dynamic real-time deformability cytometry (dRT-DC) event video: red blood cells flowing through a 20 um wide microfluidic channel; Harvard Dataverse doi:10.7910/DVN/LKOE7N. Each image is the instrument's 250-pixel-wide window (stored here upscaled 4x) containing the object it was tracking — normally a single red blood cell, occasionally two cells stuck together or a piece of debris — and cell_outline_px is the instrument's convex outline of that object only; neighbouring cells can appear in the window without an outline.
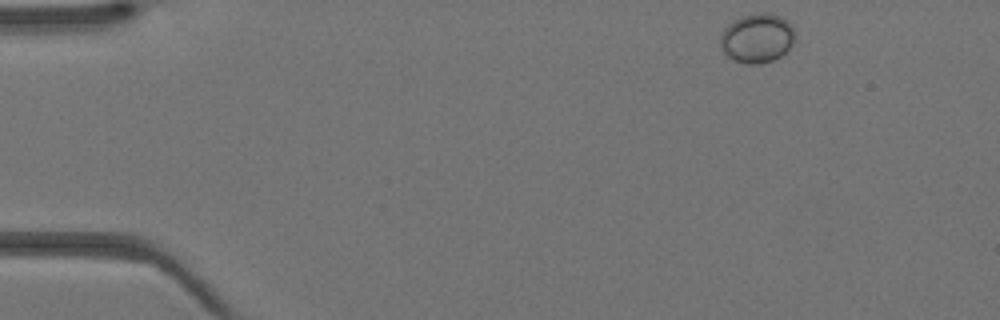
{"species": "Egyptian fruit bat (a non-hibernating species)", "species_latin": "Rousettus aegyptiacus", "temperature_condition": "warm", "stored_images_in_passage": 38, "camera_frame_rate_fps": 3000, "um_per_image_px": 0.085, "animal": {"sex": "female"}, "frame": {"image": 1, "passage_image": 1, "time_ms": 0.0, "image_size_px": [1000, 320], "cell_outline_px": [[796, 40], [780, 56], [772, 60], [760, 64], [748, 64], [736, 60], [728, 56], [720, 48], [720, 36], [724, 28], [728, 24], [744, 16], [760, 12], [764, 12], [780, 16], [788, 20], [792, 24], [796, 36]], "centroid_in_image_um": [64.38, 3.23], "position_along_channel_um": 20.6, "area_um2": 21.44}}
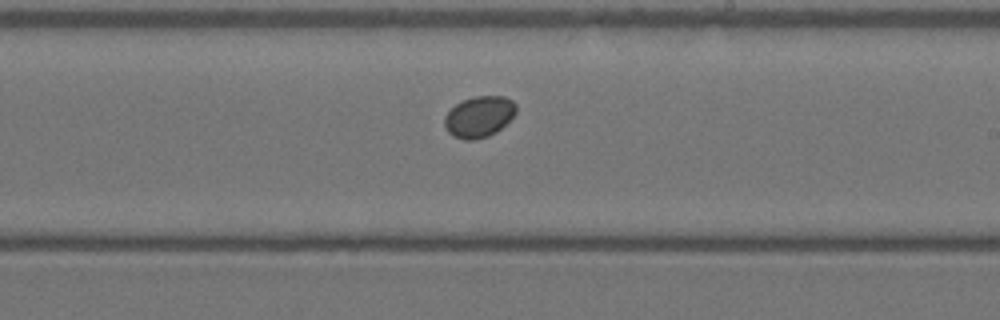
{"frame": {"image": 2, "passage_image": 21, "time_ms": 6.667, "image_size_px": [1000, 320], "cell_outline_px": [[516, 112], [496, 132], [488, 136], [472, 140], [464, 140], [452, 136], [448, 132], [444, 124], [444, 116], [460, 100], [476, 96], [504, 96], [512, 100], [516, 104]], "centroid_in_image_um": [40.7, 9.91], "position_along_channel_um": 248.3, "area_um2": 17.11}}
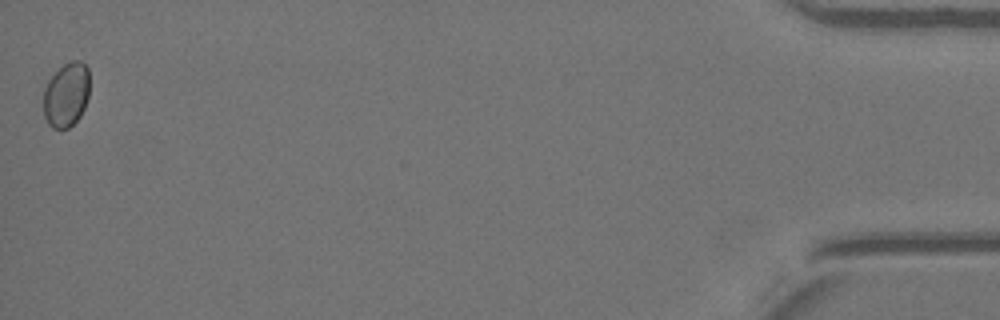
{"frame": {"image": 3, "passage_image": 38, "time_ms": 12.333, "image_size_px": [1000, 320], "cell_outline_px": [[88, 96], [84, 108], [80, 116], [68, 128], [52, 128], [48, 124], [44, 116], [44, 88], [48, 80], [64, 64], [72, 60], [80, 60], [88, 68]], "centroid_in_image_um": [5.63, 8.05], "position_along_channel_um": 429.6, "area_um2": 17.17}}